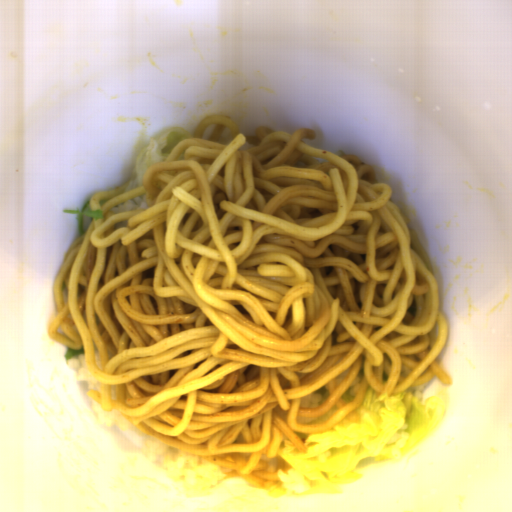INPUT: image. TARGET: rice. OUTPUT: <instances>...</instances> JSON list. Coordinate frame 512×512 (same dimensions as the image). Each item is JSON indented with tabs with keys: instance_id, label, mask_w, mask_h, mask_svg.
Masks as SVG:
<instances>
[{
	"instance_id": "652b925c",
	"label": "rice",
	"mask_w": 512,
	"mask_h": 512,
	"mask_svg": "<svg viewBox=\"0 0 512 512\" xmlns=\"http://www.w3.org/2000/svg\"><path fill=\"white\" fill-rule=\"evenodd\" d=\"M140 454L144 459L162 464L165 473L180 484L187 498L214 493L226 478L222 467L195 455L184 453L152 436L143 440Z\"/></svg>"
},
{
	"instance_id": "023b6e5f",
	"label": "rice",
	"mask_w": 512,
	"mask_h": 512,
	"mask_svg": "<svg viewBox=\"0 0 512 512\" xmlns=\"http://www.w3.org/2000/svg\"><path fill=\"white\" fill-rule=\"evenodd\" d=\"M90 408L96 418L99 420L100 424H106L111 427H118L125 431L137 430L139 429L133 423H131L127 418H125L121 413L117 410L106 411L101 406L93 401L91 398Z\"/></svg>"
},
{
	"instance_id": "8eca5e8b",
	"label": "rice",
	"mask_w": 512,
	"mask_h": 512,
	"mask_svg": "<svg viewBox=\"0 0 512 512\" xmlns=\"http://www.w3.org/2000/svg\"><path fill=\"white\" fill-rule=\"evenodd\" d=\"M67 364L74 370L76 382L85 383L89 391L96 390L100 392L101 383L89 372L84 351L76 354L71 359H67Z\"/></svg>"
}]
</instances>
